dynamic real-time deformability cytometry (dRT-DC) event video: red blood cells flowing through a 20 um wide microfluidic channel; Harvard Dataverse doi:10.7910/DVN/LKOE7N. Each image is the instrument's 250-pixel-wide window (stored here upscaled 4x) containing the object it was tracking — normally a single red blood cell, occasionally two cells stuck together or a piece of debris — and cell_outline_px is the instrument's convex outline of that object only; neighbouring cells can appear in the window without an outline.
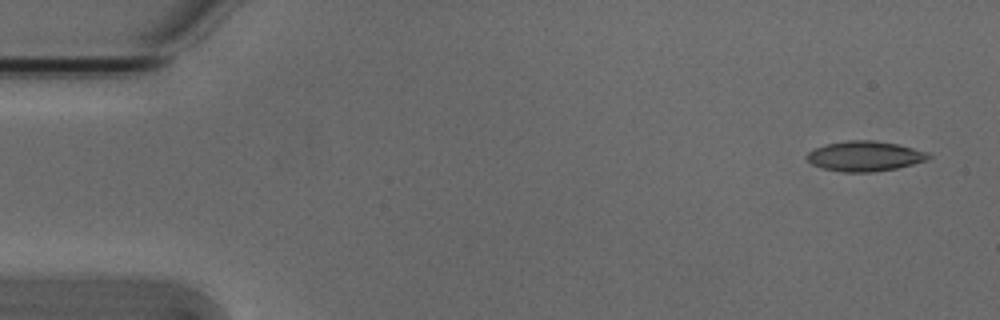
{"species": "Egyptian fruit bat (a non-hibernating species)", "species_latin": "Rousettus aegyptiacus", "temperature_condition": "cold", "stored_images_in_passage": 52, "camera_frame_rate_fps": 3000, "um_per_image_px": 0.085, "animal": {"sex": "male"}, "frame": {"image": 1, "passage_image": 1, "time_ms": 0.0, "image_size_px": [1000, 320], "cell_outline_px": [[932, 156], [928, 160], [896, 168], [872, 172], [844, 172], [820, 168], [812, 164], [808, 160], [808, 152], [812, 148], [828, 144], [848, 140], [872, 140], [896, 144], [928, 152]], "centroid_in_image_um": [73.5, 13.27], "position_along_channel_um": 11.5, "area_um2": 21.21}}
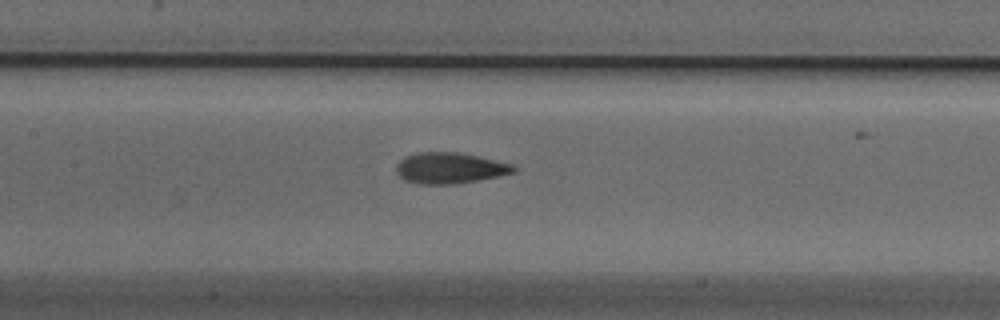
{"frame": {"image": 2, "passage_image": 23, "time_ms": 7.333, "image_size_px": [1000, 320], "cell_outline_px": [[516, 172], [476, 180], [452, 184], [420, 184], [404, 180], [396, 172], [396, 164], [404, 156], [416, 152], [460, 152], [512, 164], [516, 168]], "centroid_in_image_um": [38.18, 14.27], "position_along_channel_um": 169.2, "area_um2": 21.1}}
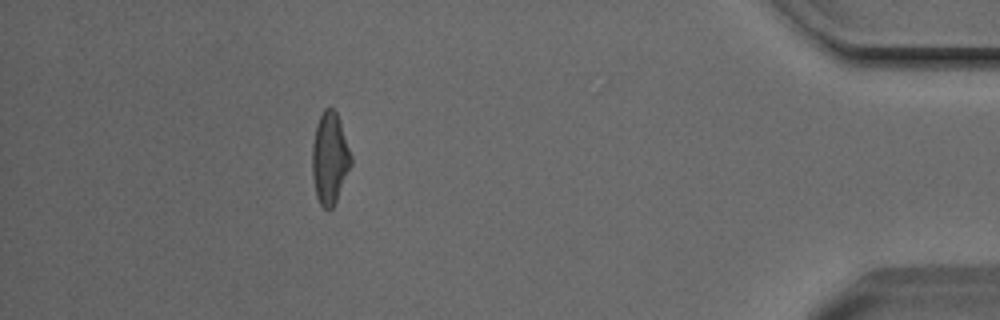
{"frame": {"image": 3, "passage_image": 46, "time_ms": 15.0, "image_size_px": [1000, 320], "cell_outline_px": [[352, 164], [336, 200], [332, 208], [324, 208], [320, 204], [316, 196], [312, 176], [312, 144], [316, 124], [324, 108], [332, 108], [336, 112], [352, 156]], "centroid_in_image_um": [28.02, 13.45], "position_along_channel_um": 407.2, "area_um2": 20.58}, "authors_computed_cell_mechanics": {"area_um2": 20.7502, "velocity_mm_per_s": 3.8257, "shape_relaxation_time_tau1_ms": 5.006, "shape_relaxation_time_tau2_ms": 1.7413, "deformation_change_tau1": 0.1542, "deformation_change_tau2": 0.0837}}